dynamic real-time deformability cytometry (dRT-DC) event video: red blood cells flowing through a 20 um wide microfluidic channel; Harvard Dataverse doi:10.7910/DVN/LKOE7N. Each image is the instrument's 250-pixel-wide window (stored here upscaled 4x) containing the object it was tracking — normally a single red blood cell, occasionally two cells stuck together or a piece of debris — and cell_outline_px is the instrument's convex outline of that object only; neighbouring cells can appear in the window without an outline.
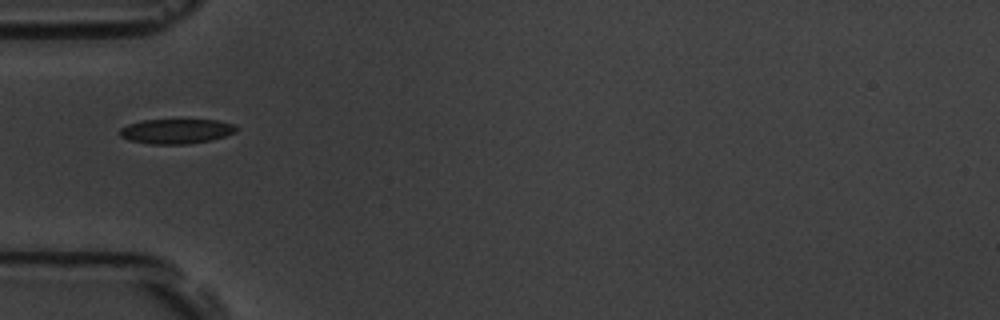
{"species": "common noctule bat (a hibernating species)", "species_latin": "Nyctalus noctula", "temperature_condition": "room temperature", "stored_images_in_passage": 4, "camera_frame_rate_fps": 3000, "um_per_image_px": 0.085, "animal": {"sex": "male", "body_mass_g": 19.5, "forearm_length_mm": 54.6}, "frame": {"image": 1, "passage_image": 1, "time_ms": 0.0, "image_size_px": [1000, 320], "cell_outline_px": [[236, 132], [212, 140], [188, 144], [152, 144], [128, 140], [120, 136], [120, 128], [128, 124], [144, 120], [216, 120], [236, 124]], "centroid_in_image_um": [14.99, 11.16], "position_along_channel_um": 70.0, "area_um2": 16.82}}
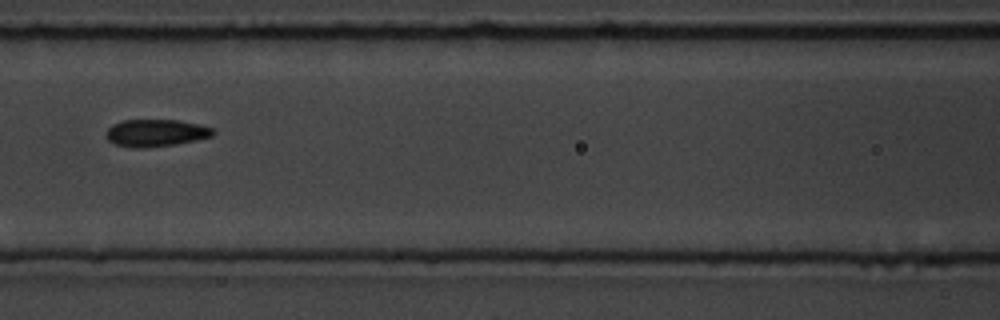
{"frame": {"image": 2, "passage_image": 3, "time_ms": 2.333, "image_size_px": [1000, 320], "cell_outline_px": [[216, 132], [212, 136], [196, 140], [176, 144], [144, 148], [132, 148], [116, 144], [108, 140], [108, 128], [112, 124], [120, 120], [180, 120], [200, 124], [212, 128]], "centroid_in_image_um": [13.27, 11.29], "position_along_channel_um": 153.3, "area_um2": 16.99}}
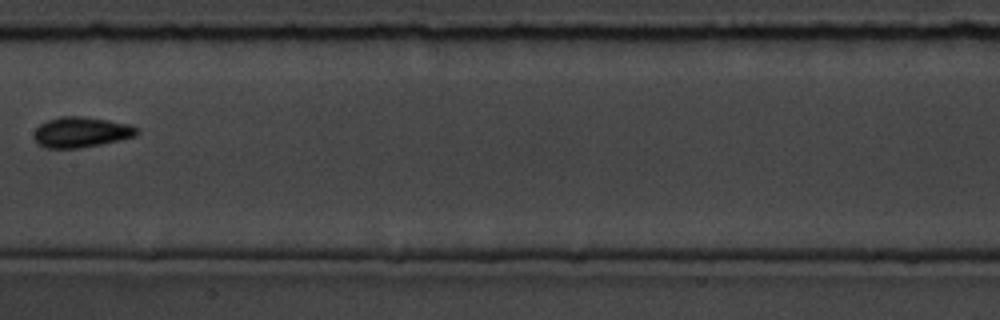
{"frame": {"image": 3, "passage_image": 4, "time_ms": 3.667, "image_size_px": [1000, 320], "cell_outline_px": [[140, 132], [136, 136], [100, 144], [76, 148], [44, 148], [36, 144], [32, 136], [36, 128], [40, 124], [48, 120], [60, 116], [80, 116], [108, 120], [128, 124], [136, 128]], "centroid_in_image_um": [6.84, 11.24], "position_along_channel_um": 200.6, "area_um2": 18.26}}